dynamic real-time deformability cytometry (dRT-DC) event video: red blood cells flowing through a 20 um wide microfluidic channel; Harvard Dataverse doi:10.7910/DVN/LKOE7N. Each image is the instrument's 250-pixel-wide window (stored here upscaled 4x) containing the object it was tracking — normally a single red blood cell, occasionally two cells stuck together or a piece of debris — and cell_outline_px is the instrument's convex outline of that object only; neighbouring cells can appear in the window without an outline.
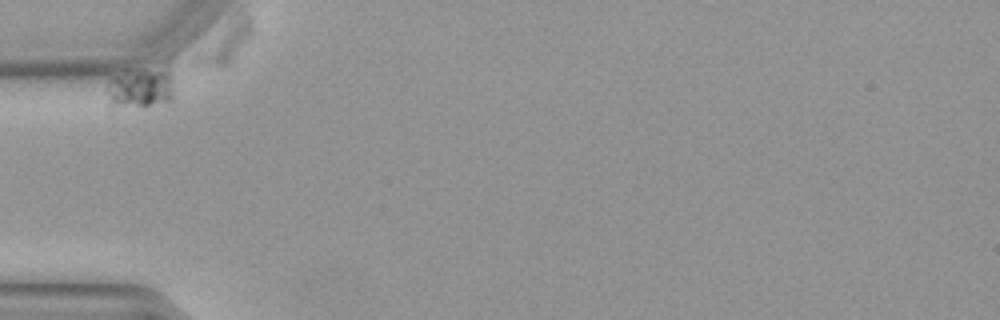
{"species": "Egyptian fruit bat (a non-hibernating species)", "species_latin": "Rousettus aegyptiacus", "temperature_condition": "warm", "stored_images_in_passage": 5, "segment_of_instrument_passage": [1, 2], "camera_frame_rate_fps": 3000, "um_per_image_px": 0.085, "animal": {"sex": "female"}, "frame": {"image": 1, "passage_image": 1, "time_ms": 0.0, "image_size_px": [1000, 320], "cell_outline_px": [[172, 100], [144, 108], [112, 112], [108, 104], [108, 80], [112, 76], [168, 64], [172, 76]], "centroid_in_image_um": [11.92, 7.55], "position_along_channel_um": 73.1, "area_um2": 16.99}}